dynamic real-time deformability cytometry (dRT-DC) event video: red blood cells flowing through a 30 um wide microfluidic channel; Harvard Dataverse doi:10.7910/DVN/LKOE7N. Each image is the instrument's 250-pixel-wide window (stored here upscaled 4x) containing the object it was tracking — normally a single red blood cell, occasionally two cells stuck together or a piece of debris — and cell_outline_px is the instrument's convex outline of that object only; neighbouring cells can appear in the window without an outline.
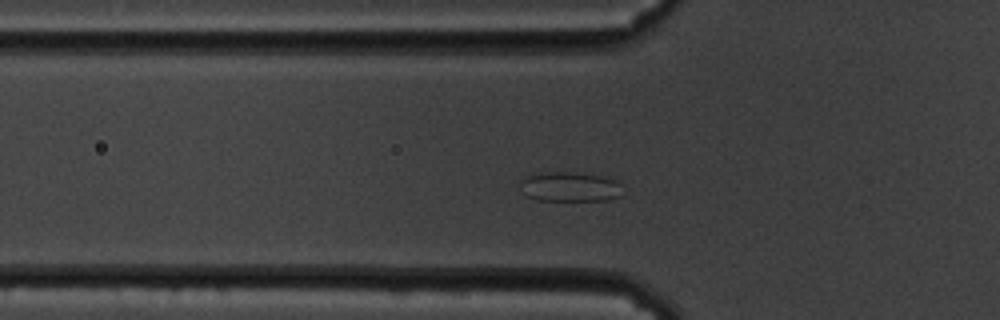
{"species": "common noctule bat (a hibernating species)", "species_latin": "Nyctalus noctula", "temperature_condition": "cold", "stored_images_in_passage": 52, "segment_of_instrument_passage": [1, 2], "camera_frame_rate_fps": 3000, "um_per_image_px": 0.085, "animal": {"sex": "male", "body_mass_g": 19.5, "forearm_length_mm": 54.6}, "frame": {"image": 1, "passage_image": 12, "time_ms": 3.667, "image_size_px": [1000, 320], "cell_outline_px": [[620, 196], [608, 200], [536, 200], [528, 196], [524, 192], [520, 180], [524, 176], [536, 172], [572, 172], [608, 176], [616, 180], [620, 184]], "centroid_in_image_um": [48.44, 15.85], "position_along_channel_um": 77.4, "area_um2": 17.86}}
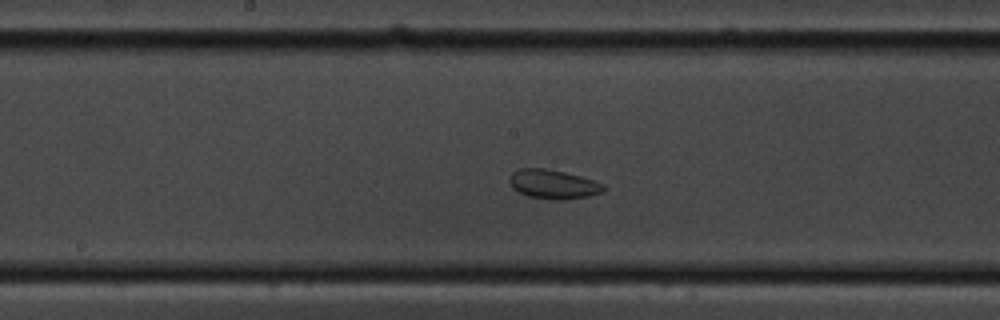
{"frame": {"image": 2, "passage_image": 23, "time_ms": 7.333, "image_size_px": [1000, 320], "cell_outline_px": [[604, 192], [588, 196], [560, 200], [556, 200], [528, 196], [512, 188], [508, 180], [512, 172], [520, 168], [544, 168], [564, 172], [580, 176], [604, 184]], "centroid_in_image_um": [47.0, 15.65], "position_along_channel_um": 201.2, "area_um2": 15.9}}
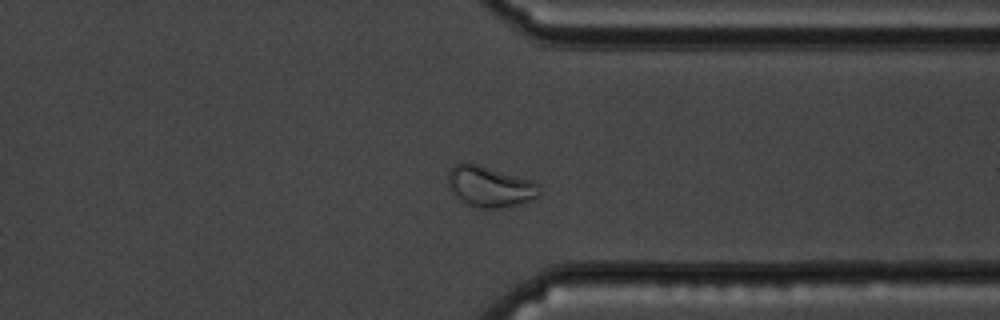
{"frame": {"image": 3, "passage_image": 38, "time_ms": 12.333, "image_size_px": [1000, 320], "cell_outline_px": [[540, 196], [532, 200], [520, 204], [500, 208], [476, 208], [464, 204], [452, 192], [448, 184], [448, 172], [456, 164], [464, 160], [468, 160], [532, 180], [540, 188]], "centroid_in_image_um": [41.62, 15.84], "position_along_channel_um": 369.8, "area_um2": 22.31}}